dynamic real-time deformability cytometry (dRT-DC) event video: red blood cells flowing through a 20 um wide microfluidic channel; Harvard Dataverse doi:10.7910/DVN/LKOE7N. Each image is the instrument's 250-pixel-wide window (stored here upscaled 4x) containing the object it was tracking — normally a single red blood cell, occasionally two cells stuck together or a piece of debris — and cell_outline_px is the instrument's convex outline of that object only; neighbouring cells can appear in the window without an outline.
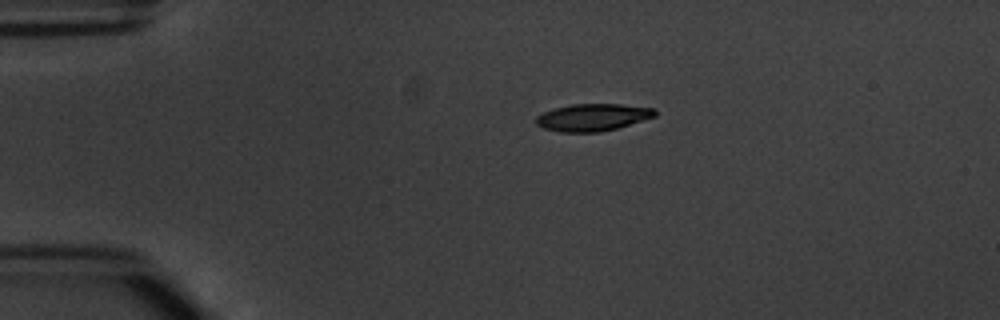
{"species": "common noctule bat (a hibernating species)", "species_latin": "Nyctalus noctula", "temperature_condition": "warm", "stored_images_in_passage": 4, "camera_frame_rate_fps": 3000, "um_per_image_px": 0.085, "animal": {"sex": "male", "body_mass_g": 20.1, "forearm_length_mm": 53.5}, "frame": {"image": 1, "passage_image": 1, "time_ms": 0.0, "image_size_px": [1000, 320], "cell_outline_px": [[656, 116], [616, 128], [600, 132], [560, 132], [544, 128], [536, 124], [536, 116], [544, 112], [556, 108], [572, 104], [620, 104], [656, 108]], "centroid_in_image_um": [50.39, 9.97], "position_along_channel_um": 34.6, "area_um2": 18.73}}
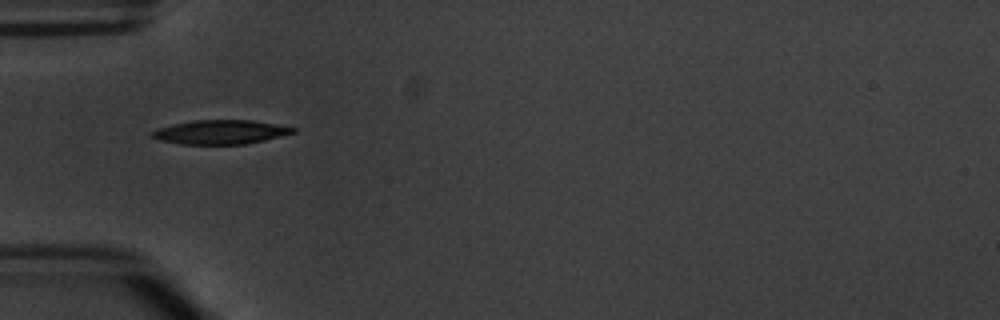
{"frame": {"image": 2, "passage_image": 3, "time_ms": 2.0, "image_size_px": [1000, 320], "cell_outline_px": [[296, 132], [248, 144], [180, 144], [160, 140], [152, 136], [152, 132], [156, 128], [172, 124], [192, 120], [252, 120], [296, 128]], "centroid_in_image_um": [18.72, 11.22], "position_along_channel_um": 66.3, "area_um2": 19.71}}